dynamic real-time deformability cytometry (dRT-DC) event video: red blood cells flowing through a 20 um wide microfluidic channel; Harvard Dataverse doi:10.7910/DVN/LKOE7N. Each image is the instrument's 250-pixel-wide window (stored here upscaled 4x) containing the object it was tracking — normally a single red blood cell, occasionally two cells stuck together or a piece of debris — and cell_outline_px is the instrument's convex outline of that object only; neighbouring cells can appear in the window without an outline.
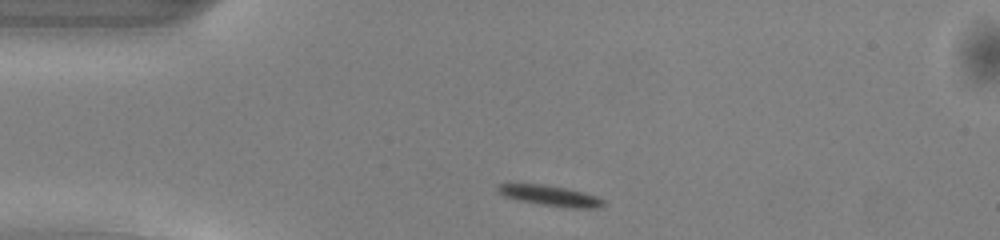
{"species": "common noctule bat (a hibernating species)", "species_latin": "Nyctalus noctula", "temperature_condition": "warm", "stored_images_in_passage": 40, "camera_frame_rate_fps": 3000, "um_per_image_px": 0.085, "animal": {"sex": "male", "body_mass_g": 13.0, "forearm_length_mm": 53.1}, "frame": {"image": 1, "passage_image": 1, "time_ms": 0.0, "image_size_px": [1000, 240], "cell_outline_px": [[604, 204], [596, 208], [572, 208], [540, 204], [520, 200], [504, 196], [496, 188], [496, 184], [540, 184], [564, 188], [584, 192], [596, 196], [604, 200]], "centroid_in_image_um": [46.78, 16.63], "position_along_channel_um": 38.2, "area_um2": 12.31}}
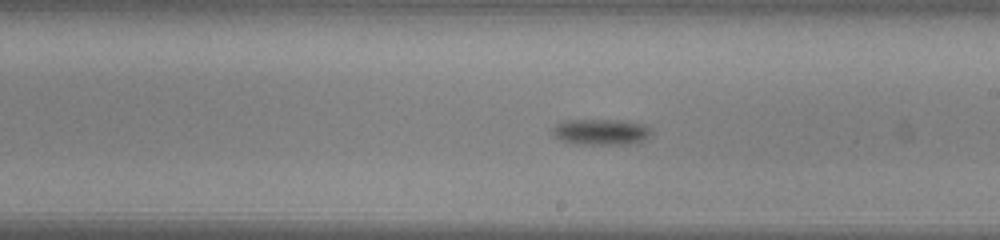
{"frame": {"image": 2, "passage_image": 18, "time_ms": 5.667, "image_size_px": [1000, 240], "cell_outline_px": [[652, 132], [648, 136], [636, 144], [572, 144], [560, 140], [552, 132], [552, 128], [556, 124], [568, 120], [612, 120], [640, 124], [652, 128]], "centroid_in_image_um": [51.06, 11.23], "position_along_channel_um": 237.9, "area_um2": 14.8}}
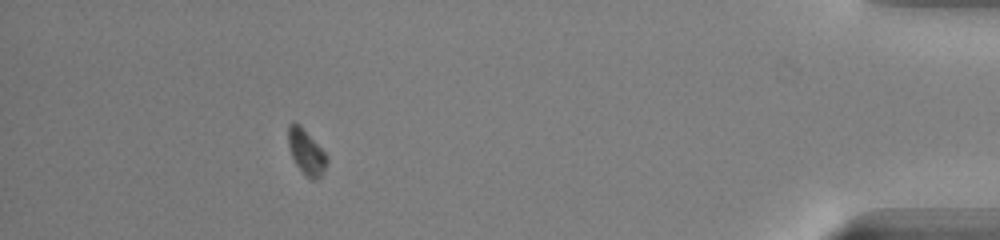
{"frame": {"image": 3, "passage_image": 35, "time_ms": 11.333, "image_size_px": [1000, 240], "cell_outline_px": [[328, 164], [324, 172], [316, 180], [312, 180], [296, 164], [288, 148], [288, 124], [292, 120], [300, 124], [328, 156]], "centroid_in_image_um": [26.03, 12.88], "position_along_channel_um": 409.2, "area_um2": 10.23}, "authors_computed_cell_mechanics": {"area_um2": 12.4559, "velocity_mm_per_s": 4.0837, "shape_relaxation_time_tau1_ms": 1.0536, "shape_relaxation_time_tau2_ms": null, "deformation_change_tau1": 0.1452, "deformation_change_tau2": null}}